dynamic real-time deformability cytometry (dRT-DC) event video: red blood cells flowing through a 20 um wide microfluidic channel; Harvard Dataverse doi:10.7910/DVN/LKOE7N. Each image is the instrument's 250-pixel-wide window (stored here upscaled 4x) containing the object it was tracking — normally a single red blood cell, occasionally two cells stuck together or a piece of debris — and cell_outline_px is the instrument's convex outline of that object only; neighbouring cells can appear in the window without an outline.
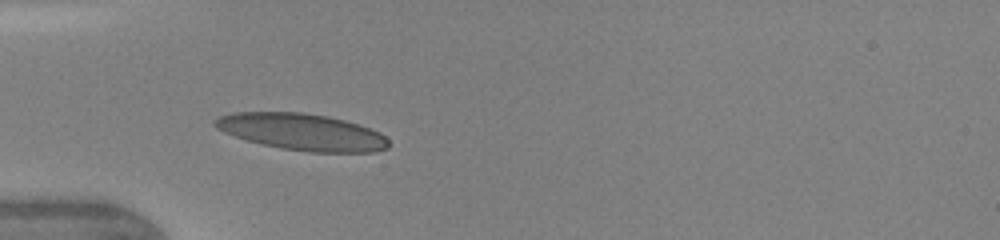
{"species": "human", "species_latin": "Homo sapiens", "temperature_condition": "warm", "stored_images_in_passage": 18, "camera_frame_rate_fps": 3000, "um_per_image_px": 0.085, "donor": {"sex": "female"}, "frame": {"image": 1, "passage_image": 1, "time_ms": 0.0, "image_size_px": [1000, 240], "cell_outline_px": [[388, 148], [376, 152], [308, 152], [280, 148], [260, 144], [224, 132], [216, 128], [212, 124], [212, 120], [220, 116], [236, 112], [300, 112], [328, 116], [344, 120], [380, 132], [388, 140]], "centroid_in_image_um": [25.65, 11.22], "position_along_channel_um": 59.4, "area_um2": 37.05}}
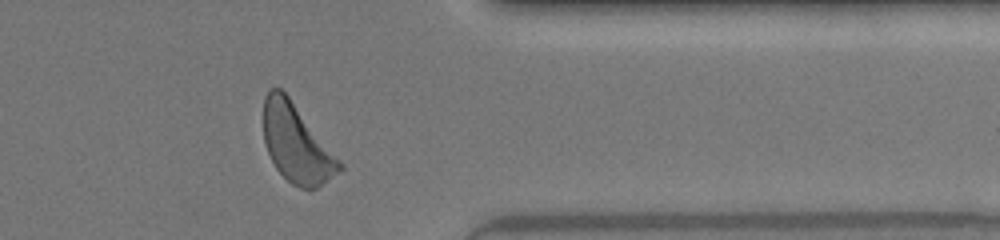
{"frame": {"image": 2, "passage_image": 16, "time_ms": 8.0, "image_size_px": [1000, 240], "cell_outline_px": [[344, 168], [340, 172], [316, 188], [300, 188], [292, 184], [276, 168], [264, 144], [264, 96], [272, 88], [280, 88], [288, 96], [344, 164]], "centroid_in_image_um": [25.22, 12.22], "position_along_channel_um": 386.2, "area_um2": 34.16}, "authors_computed_cell_mechanics": {"area_um2": 34.6511, "velocity_mm_per_s": 4.2632, "shape_relaxation_time_tau1_ms": 2.0785, "shape_relaxation_time_tau2_ms": null, "deformation_change_tau1": 0.1141, "deformation_change_tau2": null}}